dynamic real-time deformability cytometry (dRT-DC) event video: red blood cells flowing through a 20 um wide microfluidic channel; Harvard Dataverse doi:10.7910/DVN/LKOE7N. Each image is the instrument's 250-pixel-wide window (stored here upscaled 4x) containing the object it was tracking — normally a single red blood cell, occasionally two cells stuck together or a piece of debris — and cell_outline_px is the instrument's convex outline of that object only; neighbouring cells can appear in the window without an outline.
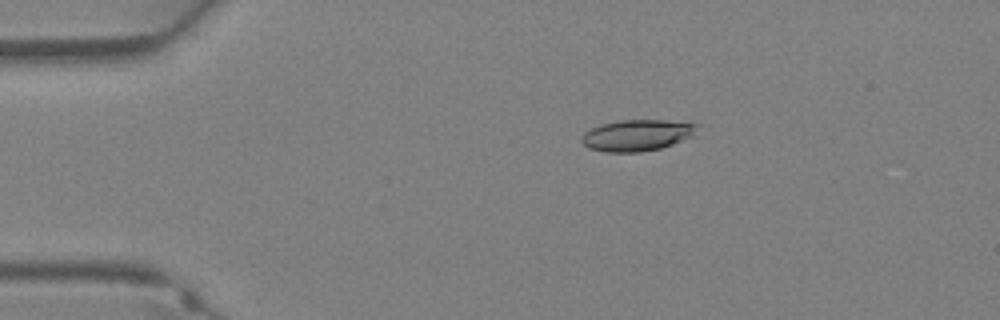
{"species": "Egyptian fruit bat (a non-hibernating species)", "species_latin": "Rousettus aegyptiacus", "temperature_condition": "warm", "stored_images_in_passage": 30, "camera_frame_rate_fps": 3000, "um_per_image_px": 0.085, "animal": {"sex": "female"}, "frame": {"image": 1, "passage_image": 1, "time_ms": 0.0, "image_size_px": [1000, 320], "cell_outline_px": [[700, 124], [692, 136], [672, 144], [660, 148], [640, 152], [604, 152], [588, 148], [580, 140], [580, 136], [584, 132], [600, 124], [620, 120], [668, 120]], "centroid_in_image_um": [54.11, 11.49], "position_along_channel_um": 30.9, "area_um2": 21.15}}
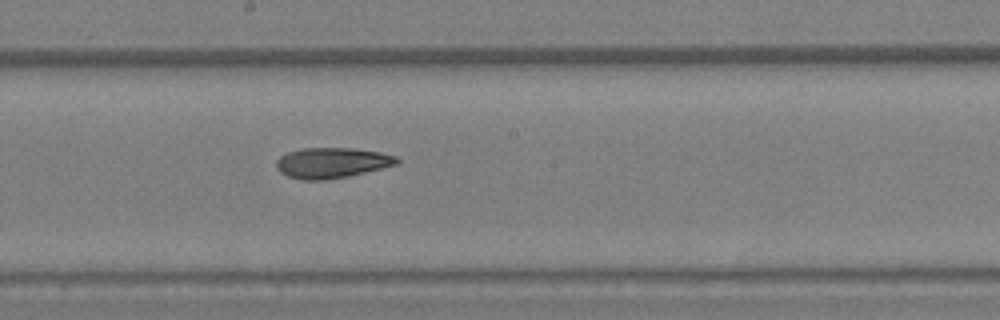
{"frame": {"image": 2, "passage_image": 14, "time_ms": 4.333, "image_size_px": [1000, 320], "cell_outline_px": [[400, 160], [396, 164], [348, 176], [324, 180], [304, 180], [288, 176], [280, 172], [276, 168], [276, 160], [280, 156], [288, 152], [304, 148], [352, 148], [380, 152], [396, 156]], "centroid_in_image_um": [28.17, 13.83], "position_along_channel_um": 220.0, "area_um2": 21.21}}
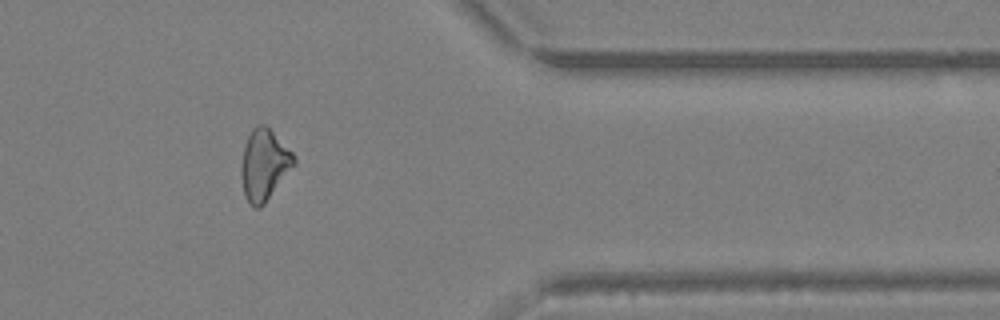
{"frame": {"image": 3, "passage_image": 24, "time_ms": 7.667, "image_size_px": [1000, 320], "cell_outline_px": [[296, 164], [264, 204], [260, 208], [256, 208], [244, 196], [240, 172], [240, 168], [244, 144], [252, 128], [256, 124], [264, 124], [292, 152], [296, 160]], "centroid_in_image_um": [22.43, 14.01], "position_along_channel_um": 389.0, "area_um2": 21.73}}